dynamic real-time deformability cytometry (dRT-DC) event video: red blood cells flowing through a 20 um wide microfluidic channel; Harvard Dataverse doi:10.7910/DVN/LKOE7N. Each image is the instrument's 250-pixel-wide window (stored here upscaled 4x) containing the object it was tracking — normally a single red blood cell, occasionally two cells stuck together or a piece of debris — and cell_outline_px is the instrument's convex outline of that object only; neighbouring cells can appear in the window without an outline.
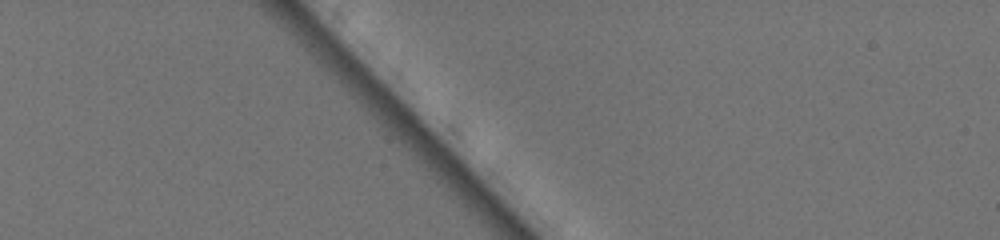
{"species": "common noctule bat (a hibernating species)", "species_latin": "Nyctalus noctula", "temperature_condition": "warm", "stored_images_in_passage": 7, "camera_frame_rate_fps": 3000, "um_per_image_px": 0.085, "animal": {"sex": "female", "body_mass_g": 19.5, "forearm_length_mm": 54.1}, "frame": {"image": 1, "passage_image": 2, "time_ms": 0.333, "image_size_px": [1000, 240], "cell_outline_px": [[612, 216], [600, 224], [592, 224], [528, 164], [512, 140], [520, 128], [532, 128], [548, 136], [592, 176], [604, 192], [612, 208]], "centroid_in_image_um": [47.93, 14.84], "position_along_channel_um": 37.1, "area_um2": 28.09}}